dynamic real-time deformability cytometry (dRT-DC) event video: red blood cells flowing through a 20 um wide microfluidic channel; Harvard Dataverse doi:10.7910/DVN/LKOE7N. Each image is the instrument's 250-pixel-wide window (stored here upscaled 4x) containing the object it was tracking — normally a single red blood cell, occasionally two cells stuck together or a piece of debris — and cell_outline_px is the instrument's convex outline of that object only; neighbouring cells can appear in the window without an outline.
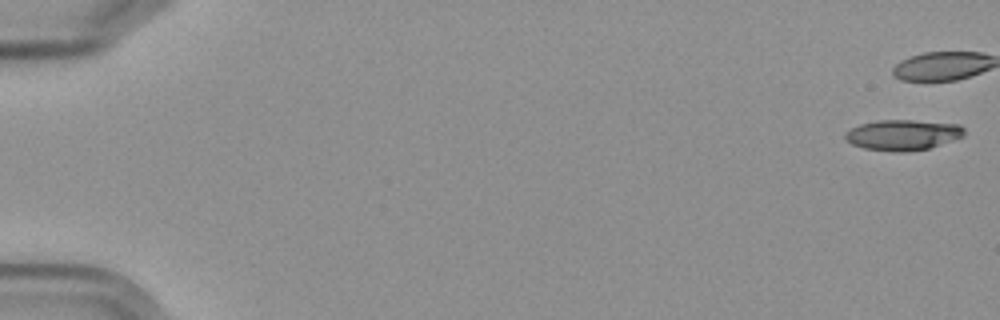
{"species": "Egyptian fruit bat (a non-hibernating species)", "species_latin": "Rousettus aegyptiacus", "temperature_condition": "cold", "stored_images_in_passage": 7, "camera_frame_rate_fps": 3000, "um_per_image_px": 0.085, "frame": {"image": 1, "passage_image": 1, "time_ms": 0.0, "image_size_px": [1000, 320], "cell_outline_px": [[964, 136], [928, 148], [904, 152], [896, 152], [864, 148], [852, 144], [844, 140], [844, 132], [860, 124], [880, 120], [912, 120], [960, 124], [964, 128]], "centroid_in_image_um": [76.71, 11.46], "position_along_channel_um": 8.3, "area_um2": 21.15}}
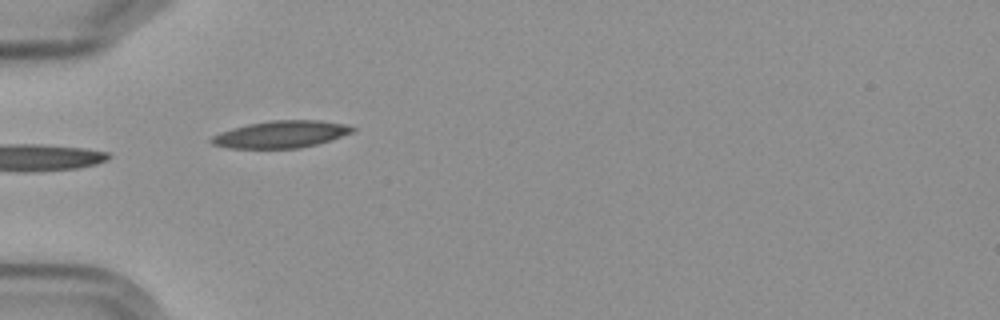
{"frame": {"image": 2, "passage_image": 6, "time_ms": 6.667, "image_size_px": [1000, 320], "cell_outline_px": [[356, 128], [352, 132], [316, 144], [300, 148], [228, 148], [212, 144], [208, 140], [212, 136], [220, 132], [232, 128], [248, 124], [268, 120], [320, 120], [344, 124]], "centroid_in_image_um": [23.82, 11.41], "position_along_channel_um": 61.2, "area_um2": 22.14}}